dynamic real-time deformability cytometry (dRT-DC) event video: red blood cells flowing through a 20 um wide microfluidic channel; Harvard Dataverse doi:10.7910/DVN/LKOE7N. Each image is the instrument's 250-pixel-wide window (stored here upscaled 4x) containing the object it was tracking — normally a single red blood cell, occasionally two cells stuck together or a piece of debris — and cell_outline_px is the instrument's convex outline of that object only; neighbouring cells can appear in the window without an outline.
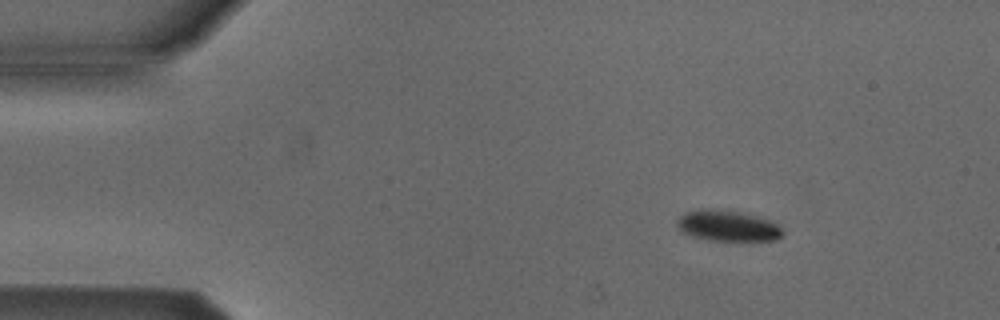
{"species": "Egyptian fruit bat (a non-hibernating species)", "species_latin": "Rousettus aegyptiacus", "temperature_condition": "cold", "stored_images_in_passage": 53, "camera_frame_rate_fps": 3000, "um_per_image_px": 0.085, "animal": {"sex": "male"}, "frame": {"image": 1, "passage_image": 7, "time_ms": 2.0, "image_size_px": [1000, 320], "cell_outline_px": [[784, 232], [776, 240], [712, 240], [692, 236], [680, 232], [676, 224], [676, 220], [680, 216], [688, 212], [748, 212], [768, 220], [776, 224]], "centroid_in_image_um": [61.88, 19.24], "position_along_channel_um": 23.1, "area_um2": 18.09}}
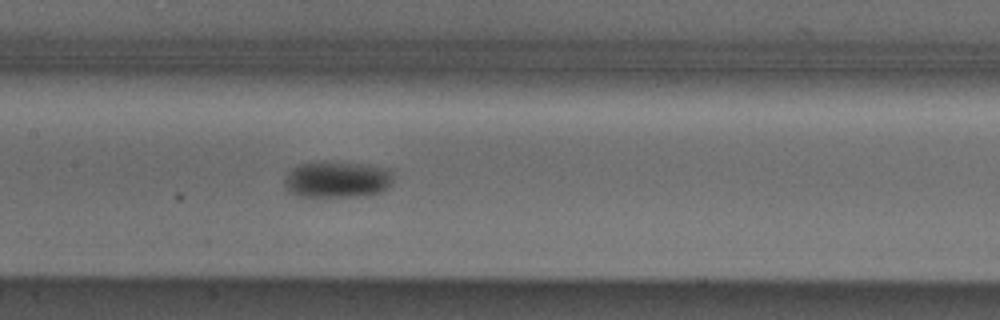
{"frame": {"image": 2, "passage_image": 25, "time_ms": 8.0, "image_size_px": [1000, 320], "cell_outline_px": [[392, 184], [388, 188], [380, 192], [360, 196], [296, 196], [284, 184], [284, 176], [292, 168], [300, 164], [360, 164], [388, 168], [392, 172]], "centroid_in_image_um": [28.68, 15.29], "position_along_channel_um": 178.7, "area_um2": 22.37}}
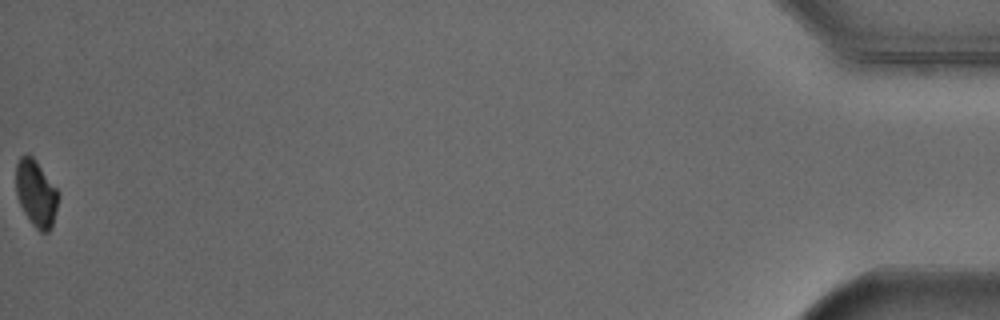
{"frame": {"image": 3, "passage_image": 53, "time_ms": 17.333, "image_size_px": [1000, 320], "cell_outline_px": [[60, 196], [52, 228], [48, 232], [40, 232], [32, 224], [24, 212], [20, 204], [16, 192], [16, 164], [20, 156], [32, 156], [36, 160], [60, 192]], "centroid_in_image_um": [3.1, 16.45], "position_along_channel_um": 432.1, "area_um2": 16.59}, "authors_computed_cell_mechanics": {"area_um2": 19.8832, "velocity_mm_per_s": 3.8455, "shape_relaxation_time_tau1_ms": 1.6824, "shape_relaxation_time_tau2_ms": null, "deformation_change_tau1": 0.0558, "deformation_change_tau2": null}}